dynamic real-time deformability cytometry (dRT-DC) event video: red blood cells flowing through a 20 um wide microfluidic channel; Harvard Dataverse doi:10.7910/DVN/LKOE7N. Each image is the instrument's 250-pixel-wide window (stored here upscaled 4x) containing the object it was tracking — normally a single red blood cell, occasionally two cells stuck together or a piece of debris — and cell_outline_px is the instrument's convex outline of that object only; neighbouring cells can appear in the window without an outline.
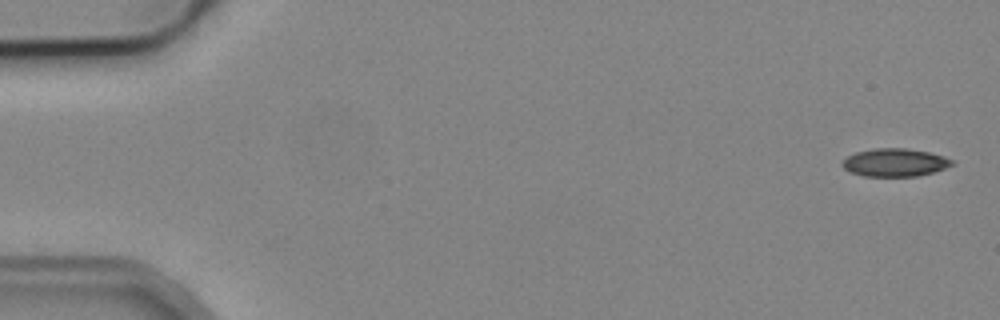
{"species": "common noctule bat (a hibernating species)", "species_latin": "Nyctalus noctula", "temperature_condition": "cold", "stored_images_in_passage": 9, "camera_frame_rate_fps": 3000, "um_per_image_px": 0.085, "animal": {"sex": "male", "body_mass_g": 19.2, "forearm_length_mm": 51.8}, "frame": {"image": 1, "passage_image": 1, "time_ms": 0.0, "image_size_px": [1000, 320], "cell_outline_px": [[956, 164], [932, 172], [916, 176], [864, 176], [852, 172], [844, 168], [840, 164], [848, 156], [856, 152], [876, 148], [908, 148], [928, 152], [944, 156], [956, 160]], "centroid_in_image_um": [76.1, 13.8], "position_along_channel_um": 8.9, "area_um2": 17.86}}